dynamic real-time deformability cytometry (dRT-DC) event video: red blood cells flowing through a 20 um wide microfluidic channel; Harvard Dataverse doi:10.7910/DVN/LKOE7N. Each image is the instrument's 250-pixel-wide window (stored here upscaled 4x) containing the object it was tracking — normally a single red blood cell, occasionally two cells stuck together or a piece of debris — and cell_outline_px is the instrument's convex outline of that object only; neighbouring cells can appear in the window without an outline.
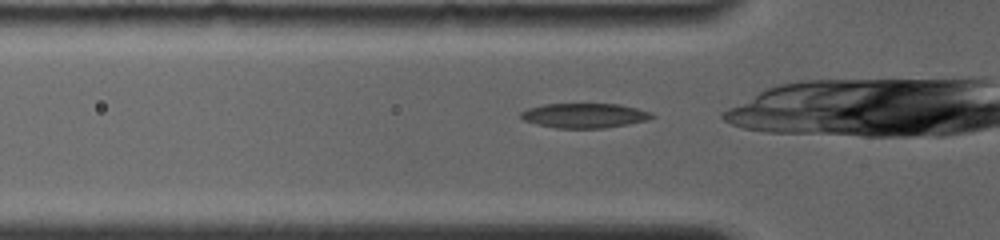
{"species": "common noctule bat (a hibernating species)", "species_latin": "Nyctalus noctula", "temperature_condition": "room temperature", "stored_images_in_passage": 33, "camera_frame_rate_fps": 4000, "um_per_image_px": 0.085, "animal": {"sex": "female", "body_mass_g": 19.0, "forearm_length_mm": 56.7}, "frame": {"image": 1, "passage_image": 2, "time_ms": 0.25, "image_size_px": [1000, 240], "cell_outline_px": [[656, 116], [648, 120], [628, 124], [604, 128], [556, 128], [536, 124], [524, 120], [520, 116], [520, 112], [528, 108], [544, 104], [620, 104], [652, 112]], "centroid_in_image_um": [49.7, 9.82], "position_along_channel_um": 76.1, "area_um2": 18.9}}
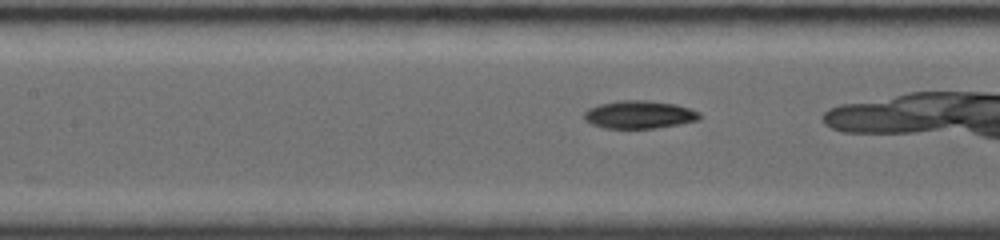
{"frame": {"image": 2, "passage_image": 10, "time_ms": 2.25, "image_size_px": [1000, 240], "cell_outline_px": [[700, 120], [680, 124], [656, 128], [604, 128], [592, 124], [584, 120], [584, 112], [588, 108], [600, 104], [620, 100], [648, 100], [676, 104], [700, 112]], "centroid_in_image_um": [54.34, 9.74], "position_along_channel_um": 153.1, "area_um2": 18.84}}
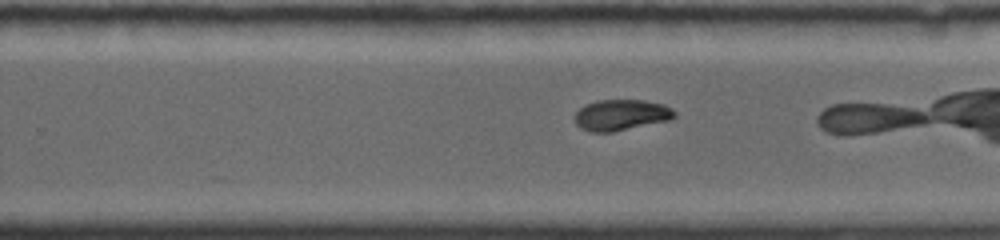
{"frame": {"image": 3, "passage_image": 26, "time_ms": 5.5, "image_size_px": [1000, 240], "cell_outline_px": [[676, 116], [672, 120], [612, 132], [592, 132], [580, 128], [576, 124], [576, 112], [584, 104], [600, 100], [644, 100], [664, 104], [672, 108], [676, 112]], "centroid_in_image_um": [52.84, 9.77], "position_along_channel_um": 277.0, "area_um2": 18.15}}